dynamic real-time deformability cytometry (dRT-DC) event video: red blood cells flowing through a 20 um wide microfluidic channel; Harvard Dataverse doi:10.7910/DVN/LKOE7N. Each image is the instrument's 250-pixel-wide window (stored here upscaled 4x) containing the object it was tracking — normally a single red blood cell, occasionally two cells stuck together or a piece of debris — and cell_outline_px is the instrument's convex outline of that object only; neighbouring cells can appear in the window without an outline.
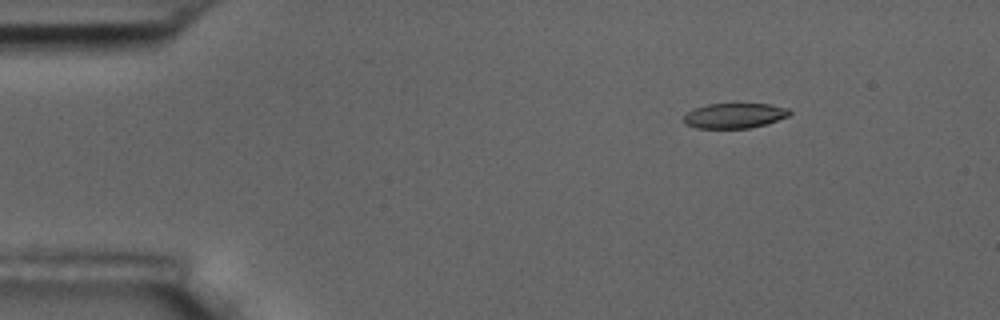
{"species": "common noctule bat (a hibernating species)", "species_latin": "Nyctalus noctula", "temperature_condition": "room temperature", "stored_images_in_passage": 6, "camera_frame_rate_fps": 3000, "um_per_image_px": 0.085, "animal": {"sex": "male", "body_mass_g": 17.5, "forearm_length_mm": 52.3}, "frame": {"image": 1, "passage_image": 3, "time_ms": 2.333, "image_size_px": [1000, 320], "cell_outline_px": [[792, 112], [788, 116], [764, 124], [748, 128], [696, 128], [684, 124], [684, 116], [692, 108], [708, 104], [736, 100], [772, 104], [788, 108]], "centroid_in_image_um": [62.43, 9.76], "position_along_channel_um": 22.6, "area_um2": 16.36}}
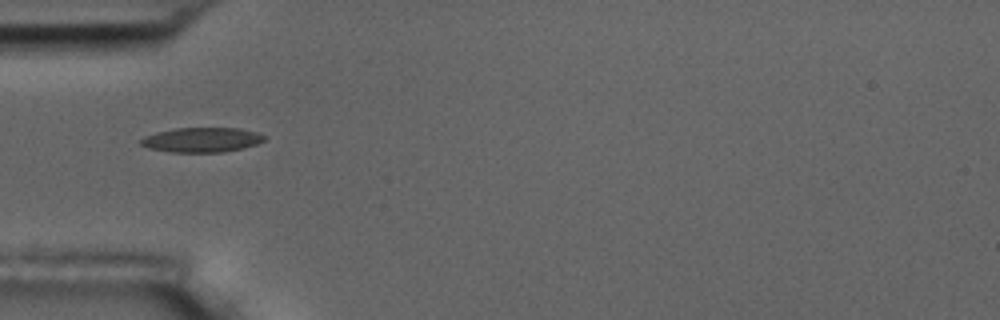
{"frame": {"image": 2, "passage_image": 6, "time_ms": 5.667, "image_size_px": [1000, 320], "cell_outline_px": [[264, 140], [256, 144], [244, 148], [224, 152], [168, 152], [148, 148], [140, 144], [140, 140], [144, 136], [156, 132], [176, 128], [240, 128], [256, 132], [264, 136]], "centroid_in_image_um": [17.12, 11.89], "position_along_channel_um": 67.9, "area_um2": 17.8}}